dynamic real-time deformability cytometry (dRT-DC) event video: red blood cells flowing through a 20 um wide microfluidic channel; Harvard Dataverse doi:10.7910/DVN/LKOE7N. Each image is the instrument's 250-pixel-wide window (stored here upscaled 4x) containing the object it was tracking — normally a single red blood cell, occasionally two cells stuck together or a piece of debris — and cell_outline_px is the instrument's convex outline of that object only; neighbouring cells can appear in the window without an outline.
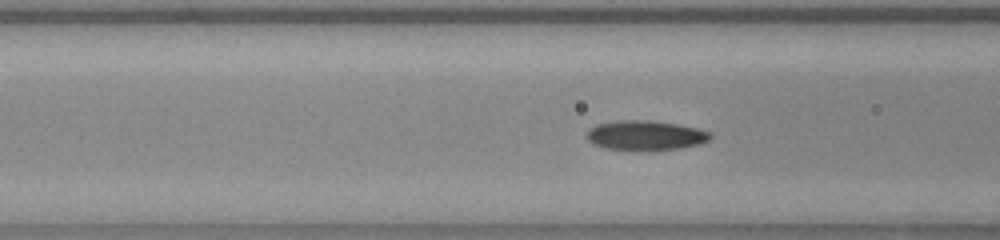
{"species": "common noctule bat (a hibernating species)", "species_latin": "Nyctalus noctula", "temperature_condition": "warm", "stored_images_in_passage": 43, "camera_frame_rate_fps": 3000, "um_per_image_px": 0.085, "animal": {"sex": "female", "body_mass_g": 23.0, "forearm_length_mm": 53.4}, "frame": {"image": 1, "passage_image": 9, "time_ms": 2.667, "image_size_px": [1000, 240], "cell_outline_px": [[712, 136], [708, 140], [700, 144], [680, 148], [608, 148], [592, 144], [588, 140], [588, 128], [596, 124], [620, 120], [648, 120], [676, 124], [696, 128], [712, 132]], "centroid_in_image_um": [54.87, 11.47], "position_along_channel_um": 111.7, "area_um2": 20.63}}
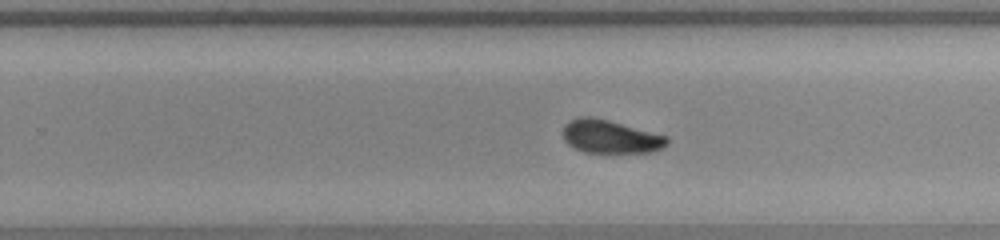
{"frame": {"image": 2, "passage_image": 22, "time_ms": 7.0, "image_size_px": [1000, 240], "cell_outline_px": [[668, 144], [664, 148], [652, 152], [584, 152], [568, 144], [564, 140], [564, 124], [576, 116], [592, 116], [608, 120], [668, 136]], "centroid_in_image_um": [51.89, 11.6], "position_along_channel_um": 277.9, "area_um2": 20.17}}
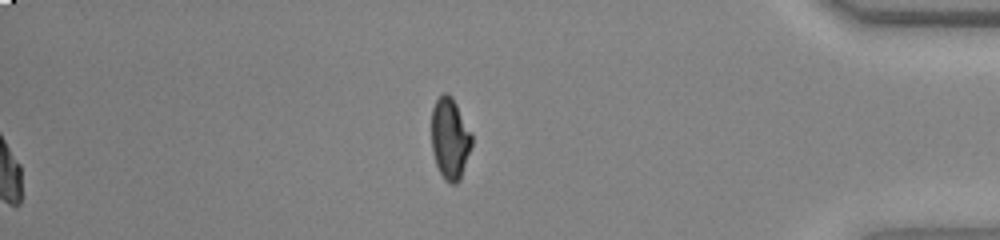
{"frame": {"image": 3, "passage_image": 43, "time_ms": 14.0, "image_size_px": [1000, 240], "cell_outline_px": [[472, 144], [460, 180], [456, 184], [452, 184], [444, 180], [436, 164], [432, 148], [432, 108], [436, 100], [444, 92], [448, 92], [452, 96], [472, 132]], "centroid_in_image_um": [38.26, 11.76], "position_along_channel_um": 396.9, "area_um2": 19.19}, "authors_computed_cell_mechanics": {"area_um2": 20.6346, "velocity_mm_per_s": 3.8459, "shape_relaxation_time_tau1_ms": 4.0417, "shape_relaxation_time_tau2_ms": 2.775, "deformation_change_tau1": 0.136, "deformation_change_tau2": 0.0635}}